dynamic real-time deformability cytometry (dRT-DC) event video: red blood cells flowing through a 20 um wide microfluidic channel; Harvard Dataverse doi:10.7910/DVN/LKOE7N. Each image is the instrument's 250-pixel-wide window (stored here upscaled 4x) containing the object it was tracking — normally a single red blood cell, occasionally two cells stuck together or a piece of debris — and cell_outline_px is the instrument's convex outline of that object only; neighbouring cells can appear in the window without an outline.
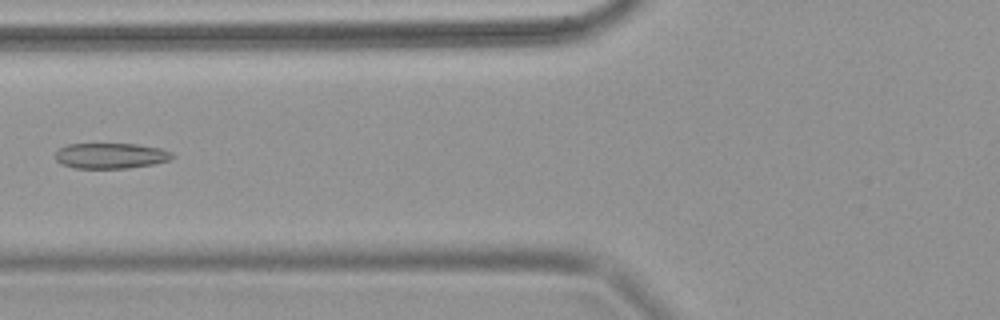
{"species": "common noctule bat (a hibernating species)", "species_latin": "Nyctalus noctula", "temperature_condition": "warm", "stored_images_in_passage": 8, "camera_frame_rate_fps": 3000, "um_per_image_px": 0.085, "animal": {"sex": "female", "body_mass_g": 18.4}, "frame": {"image": 1, "passage_image": 7, "time_ms": 2.0, "image_size_px": [1000, 320], "cell_outline_px": [[176, 156], [168, 160], [152, 164], [128, 168], [76, 168], [60, 164], [56, 160], [56, 152], [60, 148], [68, 144], [136, 144], [160, 148], [172, 152]], "centroid_in_image_um": [9.41, 13.24], "position_along_channel_um": 116.4, "area_um2": 17.34}}
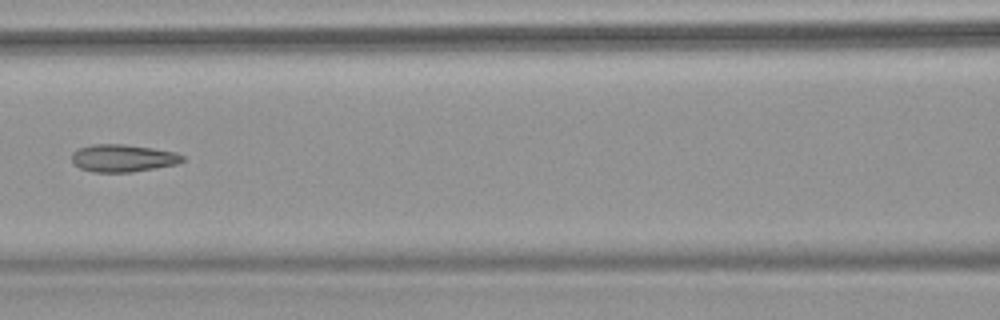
{"frame": {"image": 2, "passage_image": 8, "time_ms": 2.333, "image_size_px": [1000, 320], "cell_outline_px": [[184, 160], [176, 164], [132, 172], [92, 172], [80, 168], [72, 164], [72, 152], [80, 148], [92, 144], [124, 144], [152, 148], [176, 152], [184, 156]], "centroid_in_image_um": [10.42, 13.44], "position_along_channel_um": 156.2, "area_um2": 17.74}}